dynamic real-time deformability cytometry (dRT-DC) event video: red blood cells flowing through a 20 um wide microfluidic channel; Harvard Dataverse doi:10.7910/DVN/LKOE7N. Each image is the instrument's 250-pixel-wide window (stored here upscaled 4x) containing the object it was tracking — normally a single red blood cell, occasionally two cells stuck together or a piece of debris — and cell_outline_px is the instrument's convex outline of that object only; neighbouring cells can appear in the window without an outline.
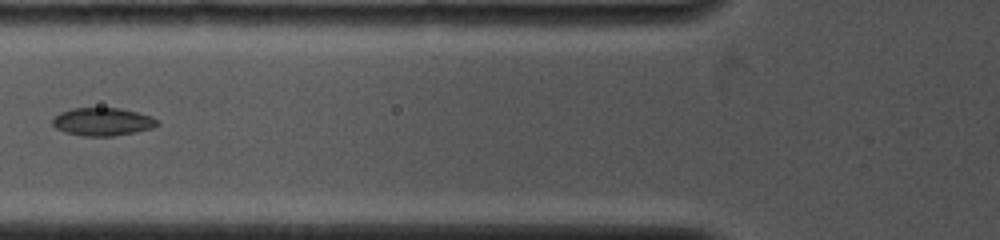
{"species": "common noctule bat (a hibernating species)", "species_latin": "Nyctalus noctula", "temperature_condition": "cold", "stored_images_in_passage": 26, "camera_frame_rate_fps": 4000, "um_per_image_px": 0.085, "animal": {"sex": "female", "body_mass_g": 19.0, "forearm_length_mm": 53.3}, "frame": {"image": 1, "passage_image": 5, "time_ms": 1.5, "image_size_px": [1000, 240], "cell_outline_px": [[160, 124], [152, 128], [136, 132], [112, 136], [84, 136], [64, 132], [56, 128], [52, 124], [52, 120], [60, 112], [72, 108], [120, 108], [152, 116], [160, 120]], "centroid_in_image_um": [8.75, 10.35], "position_along_channel_um": 117.1, "area_um2": 17.17}}
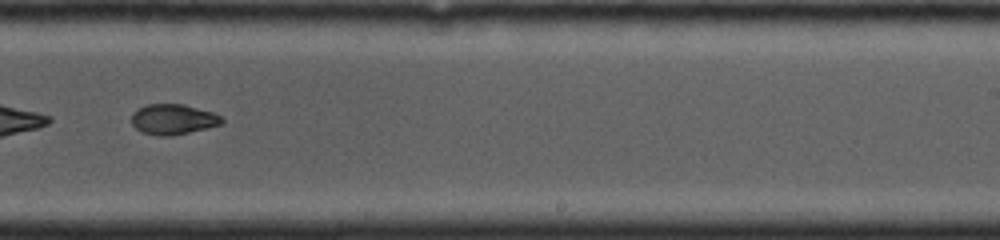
{"frame": {"image": 2, "passage_image": 12, "time_ms": 5.25, "image_size_px": [1000, 240], "cell_outline_px": [[224, 124], [172, 136], [156, 136], [140, 132], [132, 124], [132, 112], [148, 104], [184, 104], [212, 112], [220, 116], [224, 120]], "centroid_in_image_um": [14.71, 10.15], "position_along_channel_um": 274.3, "area_um2": 16.07}, "authors_computed_cell_mechanics": {"area_um2": 17.2822, "velocity_mm_per_s": 4.2235, "shape_relaxation_time_tau1_ms": null, "shape_relaxation_time_tau2_ms": 1.0952, "deformation_change_tau1": null, "deformation_change_tau2": 0.0429}}